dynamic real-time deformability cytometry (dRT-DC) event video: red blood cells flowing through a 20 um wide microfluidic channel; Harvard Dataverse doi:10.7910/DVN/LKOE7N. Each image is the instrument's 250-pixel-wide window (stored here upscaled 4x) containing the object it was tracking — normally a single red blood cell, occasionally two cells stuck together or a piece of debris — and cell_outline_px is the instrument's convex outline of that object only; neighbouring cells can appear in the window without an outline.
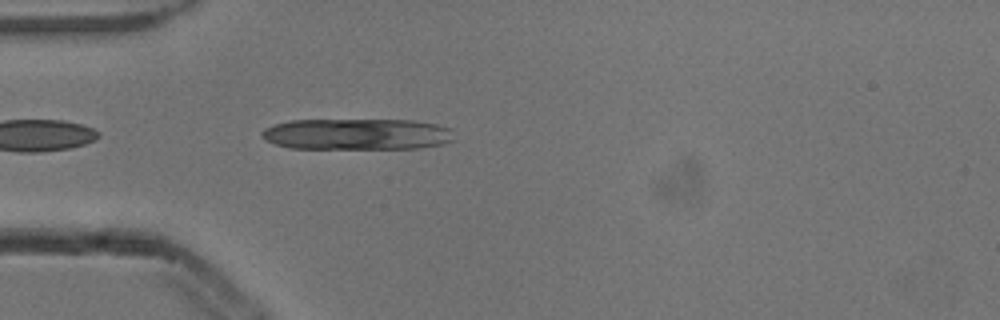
{"species": "common noctule bat (a hibernating species)", "species_latin": "Nyctalus noctula", "temperature_condition": "cold", "stored_images_in_passage": 4, "camera_frame_rate_fps": 3000, "um_per_image_px": 0.085, "animal": {"sex": "male", "body_mass_g": 13.3}, "frame": {"image": 1, "passage_image": 4, "time_ms": 1.0, "image_size_px": [1000, 320], "cell_outline_px": [[452, 140], [440, 144], [416, 148], [288, 148], [264, 140], [260, 136], [260, 132], [264, 128], [288, 120], [412, 120], [436, 124], [452, 128]], "centroid_in_image_um": [30.29, 11.39], "position_along_channel_um": 54.7, "area_um2": 34.97}}